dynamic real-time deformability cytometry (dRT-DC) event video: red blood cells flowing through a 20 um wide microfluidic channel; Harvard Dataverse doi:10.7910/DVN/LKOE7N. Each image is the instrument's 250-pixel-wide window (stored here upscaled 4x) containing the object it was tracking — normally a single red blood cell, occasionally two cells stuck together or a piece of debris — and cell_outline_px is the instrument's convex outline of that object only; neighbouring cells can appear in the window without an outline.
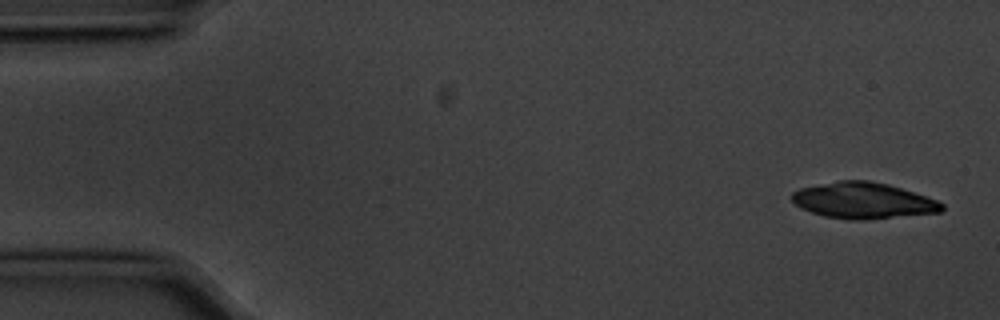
{"species": "common noctule bat (a hibernating species)", "species_latin": "Nyctalus noctula", "temperature_condition": "cold", "stored_images_in_passage": 6, "camera_frame_rate_fps": 3000, "um_per_image_px": 0.085, "animal": {"sex": "male", "body_mass_g": 20.1, "forearm_length_mm": 53.5}, "frame": {"image": 1, "passage_image": 1, "time_ms": 0.0, "image_size_px": [1000, 320], "cell_outline_px": [[944, 208], [940, 212], [864, 220], [848, 220], [824, 216], [800, 208], [792, 200], [792, 192], [800, 188], [840, 180], [868, 180], [888, 184], [936, 200], [944, 204]], "centroid_in_image_um": [73.35, 17.05], "position_along_channel_um": 11.7, "area_um2": 31.33}}